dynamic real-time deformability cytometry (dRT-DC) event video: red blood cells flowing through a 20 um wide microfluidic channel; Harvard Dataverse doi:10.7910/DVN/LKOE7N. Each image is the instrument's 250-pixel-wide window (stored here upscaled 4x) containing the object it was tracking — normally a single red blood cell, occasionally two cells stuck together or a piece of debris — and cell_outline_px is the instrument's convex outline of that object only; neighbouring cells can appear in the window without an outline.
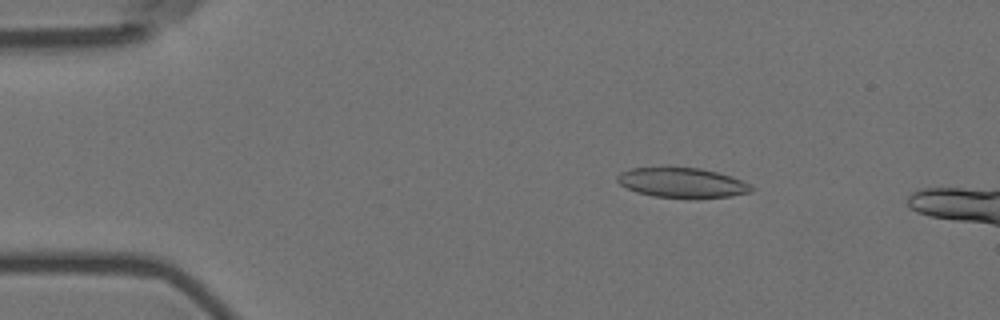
{"species": "Egyptian fruit bat (a non-hibernating species)", "species_latin": "Rousettus aegyptiacus", "temperature_condition": "room temperature", "stored_images_in_passage": 15, "camera_frame_rate_fps": 3000, "um_per_image_px": 0.085, "animal": {"sex": "female"}, "frame": {"image": 1, "passage_image": 9, "time_ms": 2.667, "image_size_px": [1000, 320], "cell_outline_px": [[756, 188], [752, 192], [732, 196], [692, 200], [652, 196], [636, 192], [620, 184], [616, 180], [616, 176], [620, 172], [628, 168], [700, 168], [716, 172], [752, 184]], "centroid_in_image_um": [58.0, 15.57], "position_along_channel_um": 27.0, "area_um2": 23.81}}